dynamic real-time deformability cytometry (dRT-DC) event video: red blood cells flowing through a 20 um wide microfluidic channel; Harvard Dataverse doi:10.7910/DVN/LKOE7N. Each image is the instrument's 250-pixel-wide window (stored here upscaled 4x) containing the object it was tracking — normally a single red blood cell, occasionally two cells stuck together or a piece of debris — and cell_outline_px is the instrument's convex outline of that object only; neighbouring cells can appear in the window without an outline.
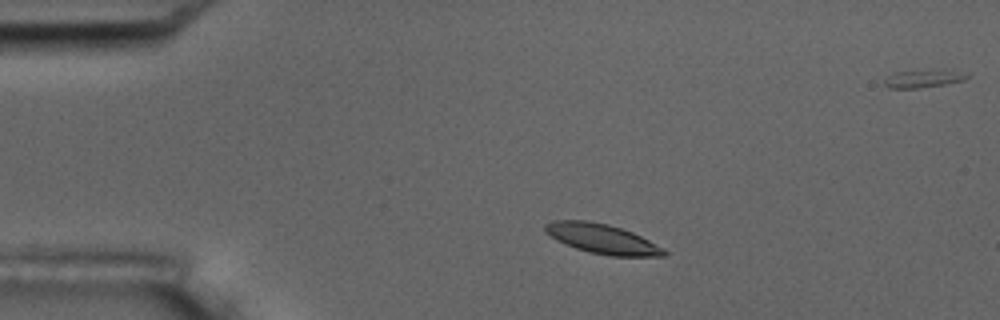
{"species": "common noctule bat (a hibernating species)", "species_latin": "Nyctalus noctula", "temperature_condition": "room temperature", "stored_images_in_passage": 6, "camera_frame_rate_fps": 3000, "um_per_image_px": 0.085, "animal": {"sex": "male", "body_mass_g": 17.5, "forearm_length_mm": 52.3}, "frame": {"image": 1, "passage_image": 3, "time_ms": 2.333, "image_size_px": [1000, 320], "cell_outline_px": [[668, 252], [664, 256], [612, 256], [588, 252], [576, 248], [556, 240], [544, 232], [544, 224], [552, 220], [588, 220], [608, 224], [632, 232], [664, 248]], "centroid_in_image_um": [51.15, 20.29], "position_along_channel_um": 33.9, "area_um2": 20.58}}